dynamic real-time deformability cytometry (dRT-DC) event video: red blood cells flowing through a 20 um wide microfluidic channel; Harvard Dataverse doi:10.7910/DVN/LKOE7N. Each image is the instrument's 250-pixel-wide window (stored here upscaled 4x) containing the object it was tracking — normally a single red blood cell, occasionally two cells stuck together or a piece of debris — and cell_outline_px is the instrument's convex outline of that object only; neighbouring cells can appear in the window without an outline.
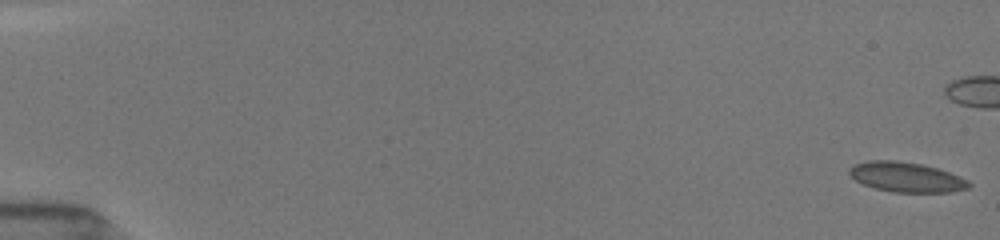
{"species": "common noctule bat (a hibernating species)", "species_latin": "Nyctalus noctula", "temperature_condition": "room temperature", "stored_images_in_passage": 31, "camera_frame_rate_fps": 3000, "um_per_image_px": 0.085, "animal": {"sex": "female", "body_mass_g": 19.5, "forearm_length_mm": 54.1}, "frame": {"image": 1, "passage_image": 1, "time_ms": 0.0, "image_size_px": [1000, 240], "cell_outline_px": [[972, 184], [968, 188], [952, 192], [892, 192], [876, 188], [864, 184], [856, 180], [848, 172], [848, 168], [856, 164], [868, 160], [896, 160], [920, 164], [936, 168], [960, 176], [968, 180]], "centroid_in_image_um": [77.05, 15.05], "position_along_channel_um": 8.0, "area_um2": 20.69}}